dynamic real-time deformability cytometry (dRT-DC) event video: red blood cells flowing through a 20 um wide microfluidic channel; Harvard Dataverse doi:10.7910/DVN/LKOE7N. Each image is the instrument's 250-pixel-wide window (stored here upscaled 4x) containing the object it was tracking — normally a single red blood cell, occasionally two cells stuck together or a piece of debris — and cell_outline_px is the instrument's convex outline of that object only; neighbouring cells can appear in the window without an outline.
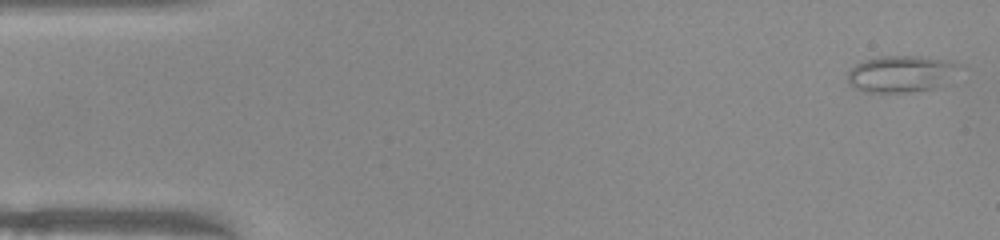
{"species": "common noctule bat (a hibernating species)", "species_latin": "Nyctalus noctula", "temperature_condition": "warm", "stored_images_in_passage": 50, "camera_frame_rate_fps": 3000, "um_per_image_px": 0.085, "animal": {"sex": "female", "body_mass_g": 22.0, "forearm_length_mm": 56.7}, "frame": {"image": 1, "passage_image": 1, "time_ms": 0.0, "image_size_px": [1000, 240], "cell_outline_px": [[956, 64], [948, 84], [940, 88], [912, 92], [860, 92], [848, 84], [848, 72], [856, 64], [864, 60], [880, 56], [924, 56]], "centroid_in_image_um": [76.51, 6.31], "position_along_channel_um": 8.5, "area_um2": 23.76}}
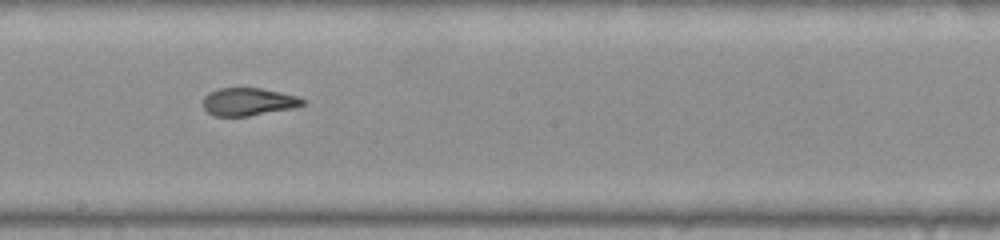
{"frame": {"image": 2, "passage_image": 27, "time_ms": 8.667, "image_size_px": [1000, 240], "cell_outline_px": [[308, 104], [296, 108], [248, 116], [216, 116], [208, 112], [204, 108], [204, 96], [208, 92], [220, 88], [260, 88], [280, 92], [296, 96], [308, 100]], "centroid_in_image_um": [21.18, 8.65], "position_along_channel_um": 227.0, "area_um2": 16.3}}
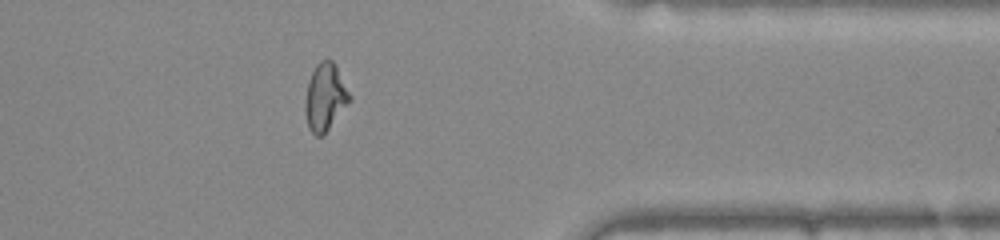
{"frame": {"image": 3, "passage_image": 40, "time_ms": 13.0, "image_size_px": [1000, 240], "cell_outline_px": [[352, 100], [328, 128], [320, 136], [316, 136], [308, 128], [304, 112], [304, 104], [308, 80], [316, 64], [320, 60], [332, 60], [336, 64], [352, 96]], "centroid_in_image_um": [27.64, 8.22], "position_along_channel_um": 383.8, "area_um2": 17.57}, "authors_computed_cell_mechanics": {"area_um2": 17.8891, "velocity_mm_per_s": 4.0122, "shape_relaxation_time_tau1_ms": null, "shape_relaxation_time_tau2_ms": 1.296, "deformation_change_tau1": null, "deformation_change_tau2": 0.0782}}